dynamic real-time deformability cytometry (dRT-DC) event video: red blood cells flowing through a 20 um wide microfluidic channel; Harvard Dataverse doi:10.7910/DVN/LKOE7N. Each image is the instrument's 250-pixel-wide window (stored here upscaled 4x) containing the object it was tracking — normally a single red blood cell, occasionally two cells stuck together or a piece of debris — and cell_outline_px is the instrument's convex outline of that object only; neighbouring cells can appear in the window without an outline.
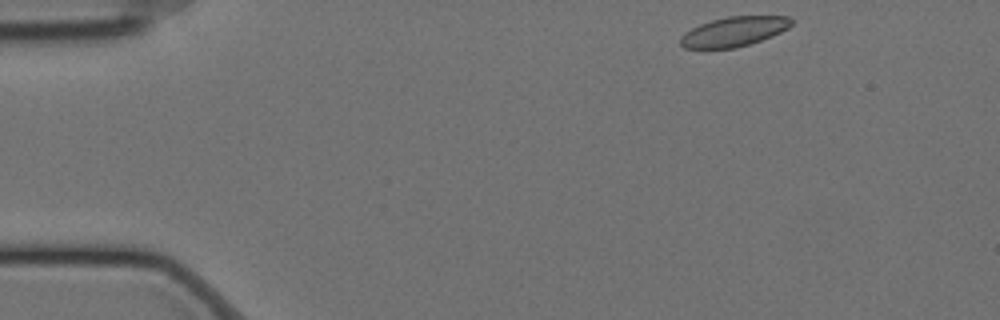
{"species": "Egyptian fruit bat (a non-hibernating species)", "species_latin": "Rousettus aegyptiacus", "temperature_condition": "cold", "stored_images_in_passage": 8, "camera_frame_rate_fps": 3000, "um_per_image_px": 0.085, "animal": {"sex": "female"}, "frame": {"image": 1, "passage_image": 1, "time_ms": 0.0, "image_size_px": [1000, 320], "cell_outline_px": [[792, 24], [788, 28], [772, 36], [736, 48], [684, 48], [680, 44], [680, 36], [684, 32], [700, 24], [712, 20], [728, 16], [788, 16], [792, 20]], "centroid_in_image_um": [62.36, 2.68], "position_along_channel_um": 22.6, "area_um2": 19.07}}